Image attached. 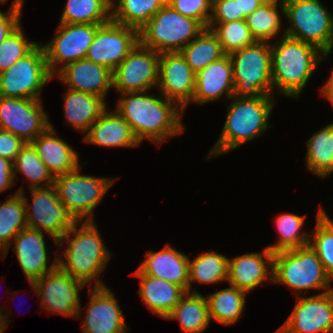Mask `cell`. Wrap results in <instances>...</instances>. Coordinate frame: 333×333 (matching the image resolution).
Returning a JSON list of instances; mask_svg holds the SVG:
<instances>
[{
    "instance_id": "obj_1",
    "label": "cell",
    "mask_w": 333,
    "mask_h": 333,
    "mask_svg": "<svg viewBox=\"0 0 333 333\" xmlns=\"http://www.w3.org/2000/svg\"><path fill=\"white\" fill-rule=\"evenodd\" d=\"M148 92L121 94L115 110L129 124L139 143L147 138L161 146L168 137L184 132L181 120L184 110L162 94L156 98Z\"/></svg>"
},
{
    "instance_id": "obj_2",
    "label": "cell",
    "mask_w": 333,
    "mask_h": 333,
    "mask_svg": "<svg viewBox=\"0 0 333 333\" xmlns=\"http://www.w3.org/2000/svg\"><path fill=\"white\" fill-rule=\"evenodd\" d=\"M271 46L273 92L298 98L319 62L326 55L315 46L285 35ZM275 88V89H274Z\"/></svg>"
},
{
    "instance_id": "obj_3",
    "label": "cell",
    "mask_w": 333,
    "mask_h": 333,
    "mask_svg": "<svg viewBox=\"0 0 333 333\" xmlns=\"http://www.w3.org/2000/svg\"><path fill=\"white\" fill-rule=\"evenodd\" d=\"M77 223L79 221L58 240L61 247L64 242L69 243L62 254L64 259L58 257V267L85 285L95 279L93 287H103L105 284L98 278V274L106 268L111 256L110 251L94 221H84L80 229Z\"/></svg>"
},
{
    "instance_id": "obj_4",
    "label": "cell",
    "mask_w": 333,
    "mask_h": 333,
    "mask_svg": "<svg viewBox=\"0 0 333 333\" xmlns=\"http://www.w3.org/2000/svg\"><path fill=\"white\" fill-rule=\"evenodd\" d=\"M228 106L227 118L221 135L210 150L209 157L231 152L245 142L262 135L269 126L270 114L274 105L273 96L236 97Z\"/></svg>"
},
{
    "instance_id": "obj_5",
    "label": "cell",
    "mask_w": 333,
    "mask_h": 333,
    "mask_svg": "<svg viewBox=\"0 0 333 333\" xmlns=\"http://www.w3.org/2000/svg\"><path fill=\"white\" fill-rule=\"evenodd\" d=\"M272 282L289 286L296 295L309 289L332 290V279L310 245L274 253Z\"/></svg>"
},
{
    "instance_id": "obj_6",
    "label": "cell",
    "mask_w": 333,
    "mask_h": 333,
    "mask_svg": "<svg viewBox=\"0 0 333 333\" xmlns=\"http://www.w3.org/2000/svg\"><path fill=\"white\" fill-rule=\"evenodd\" d=\"M204 29L198 20L167 3L139 30V43L158 53L180 52Z\"/></svg>"
},
{
    "instance_id": "obj_7",
    "label": "cell",
    "mask_w": 333,
    "mask_h": 333,
    "mask_svg": "<svg viewBox=\"0 0 333 333\" xmlns=\"http://www.w3.org/2000/svg\"><path fill=\"white\" fill-rule=\"evenodd\" d=\"M229 57L233 65V96H273L270 42L256 41L230 53Z\"/></svg>"
},
{
    "instance_id": "obj_8",
    "label": "cell",
    "mask_w": 333,
    "mask_h": 333,
    "mask_svg": "<svg viewBox=\"0 0 333 333\" xmlns=\"http://www.w3.org/2000/svg\"><path fill=\"white\" fill-rule=\"evenodd\" d=\"M291 26L285 35L311 44L326 57L333 49V16L320 0H284Z\"/></svg>"
},
{
    "instance_id": "obj_9",
    "label": "cell",
    "mask_w": 333,
    "mask_h": 333,
    "mask_svg": "<svg viewBox=\"0 0 333 333\" xmlns=\"http://www.w3.org/2000/svg\"><path fill=\"white\" fill-rule=\"evenodd\" d=\"M114 182V178L83 175L80 166L72 172L54 177L60 201L73 219L79 222L94 221V208Z\"/></svg>"
},
{
    "instance_id": "obj_10",
    "label": "cell",
    "mask_w": 333,
    "mask_h": 333,
    "mask_svg": "<svg viewBox=\"0 0 333 333\" xmlns=\"http://www.w3.org/2000/svg\"><path fill=\"white\" fill-rule=\"evenodd\" d=\"M54 77L46 62L42 44L0 73V96L41 100L42 87Z\"/></svg>"
},
{
    "instance_id": "obj_11",
    "label": "cell",
    "mask_w": 333,
    "mask_h": 333,
    "mask_svg": "<svg viewBox=\"0 0 333 333\" xmlns=\"http://www.w3.org/2000/svg\"><path fill=\"white\" fill-rule=\"evenodd\" d=\"M23 190V188H20L18 192L24 199L28 228L46 232L58 245V240L76 221L60 201L56 187L52 185L30 188L32 206L27 202Z\"/></svg>"
},
{
    "instance_id": "obj_12",
    "label": "cell",
    "mask_w": 333,
    "mask_h": 333,
    "mask_svg": "<svg viewBox=\"0 0 333 333\" xmlns=\"http://www.w3.org/2000/svg\"><path fill=\"white\" fill-rule=\"evenodd\" d=\"M29 284L41 300L40 310L75 319L81 316L79 315L82 311L79 290L84 289L86 285L64 273L59 267Z\"/></svg>"
},
{
    "instance_id": "obj_13",
    "label": "cell",
    "mask_w": 333,
    "mask_h": 333,
    "mask_svg": "<svg viewBox=\"0 0 333 333\" xmlns=\"http://www.w3.org/2000/svg\"><path fill=\"white\" fill-rule=\"evenodd\" d=\"M160 53L138 43L112 72L113 89L120 94L157 87Z\"/></svg>"
},
{
    "instance_id": "obj_14",
    "label": "cell",
    "mask_w": 333,
    "mask_h": 333,
    "mask_svg": "<svg viewBox=\"0 0 333 333\" xmlns=\"http://www.w3.org/2000/svg\"><path fill=\"white\" fill-rule=\"evenodd\" d=\"M98 24L59 23L56 36L42 44L50 73L55 76L67 64L86 57ZM59 62L63 65H59ZM58 69V70H57Z\"/></svg>"
},
{
    "instance_id": "obj_15",
    "label": "cell",
    "mask_w": 333,
    "mask_h": 333,
    "mask_svg": "<svg viewBox=\"0 0 333 333\" xmlns=\"http://www.w3.org/2000/svg\"><path fill=\"white\" fill-rule=\"evenodd\" d=\"M41 101L0 96V129L31 143L50 126Z\"/></svg>"
},
{
    "instance_id": "obj_16",
    "label": "cell",
    "mask_w": 333,
    "mask_h": 333,
    "mask_svg": "<svg viewBox=\"0 0 333 333\" xmlns=\"http://www.w3.org/2000/svg\"><path fill=\"white\" fill-rule=\"evenodd\" d=\"M138 43L139 30L110 20L97 28L85 58L113 72Z\"/></svg>"
},
{
    "instance_id": "obj_17",
    "label": "cell",
    "mask_w": 333,
    "mask_h": 333,
    "mask_svg": "<svg viewBox=\"0 0 333 333\" xmlns=\"http://www.w3.org/2000/svg\"><path fill=\"white\" fill-rule=\"evenodd\" d=\"M333 332V288L310 297H297L291 315L276 333Z\"/></svg>"
},
{
    "instance_id": "obj_18",
    "label": "cell",
    "mask_w": 333,
    "mask_h": 333,
    "mask_svg": "<svg viewBox=\"0 0 333 333\" xmlns=\"http://www.w3.org/2000/svg\"><path fill=\"white\" fill-rule=\"evenodd\" d=\"M196 73L180 52H163L159 58L157 90L183 110L192 102L195 92Z\"/></svg>"
},
{
    "instance_id": "obj_19",
    "label": "cell",
    "mask_w": 333,
    "mask_h": 333,
    "mask_svg": "<svg viewBox=\"0 0 333 333\" xmlns=\"http://www.w3.org/2000/svg\"><path fill=\"white\" fill-rule=\"evenodd\" d=\"M85 313L83 333H128L123 311L107 286L93 287Z\"/></svg>"
},
{
    "instance_id": "obj_20",
    "label": "cell",
    "mask_w": 333,
    "mask_h": 333,
    "mask_svg": "<svg viewBox=\"0 0 333 333\" xmlns=\"http://www.w3.org/2000/svg\"><path fill=\"white\" fill-rule=\"evenodd\" d=\"M46 232L36 229H22L12 241L18 262L29 282H34L46 273L58 267V256L48 267V252L44 234Z\"/></svg>"
},
{
    "instance_id": "obj_21",
    "label": "cell",
    "mask_w": 333,
    "mask_h": 333,
    "mask_svg": "<svg viewBox=\"0 0 333 333\" xmlns=\"http://www.w3.org/2000/svg\"><path fill=\"white\" fill-rule=\"evenodd\" d=\"M55 74L68 89L90 93L105 99L113 87L112 71L86 58L62 67Z\"/></svg>"
},
{
    "instance_id": "obj_22",
    "label": "cell",
    "mask_w": 333,
    "mask_h": 333,
    "mask_svg": "<svg viewBox=\"0 0 333 333\" xmlns=\"http://www.w3.org/2000/svg\"><path fill=\"white\" fill-rule=\"evenodd\" d=\"M273 256L274 253L266 247L263 253H248L232 260L229 258L227 281L246 292L255 289L264 280L273 281Z\"/></svg>"
},
{
    "instance_id": "obj_23",
    "label": "cell",
    "mask_w": 333,
    "mask_h": 333,
    "mask_svg": "<svg viewBox=\"0 0 333 333\" xmlns=\"http://www.w3.org/2000/svg\"><path fill=\"white\" fill-rule=\"evenodd\" d=\"M224 93L228 99L234 93L233 65L227 54L196 73L192 102H213L223 97Z\"/></svg>"
},
{
    "instance_id": "obj_24",
    "label": "cell",
    "mask_w": 333,
    "mask_h": 333,
    "mask_svg": "<svg viewBox=\"0 0 333 333\" xmlns=\"http://www.w3.org/2000/svg\"><path fill=\"white\" fill-rule=\"evenodd\" d=\"M53 127L50 123L31 144L52 176L56 177L76 170L80 164L78 154L66 141L55 135L56 130Z\"/></svg>"
},
{
    "instance_id": "obj_25",
    "label": "cell",
    "mask_w": 333,
    "mask_h": 333,
    "mask_svg": "<svg viewBox=\"0 0 333 333\" xmlns=\"http://www.w3.org/2000/svg\"><path fill=\"white\" fill-rule=\"evenodd\" d=\"M145 256L138 268L143 274L175 283L188 292L190 258L186 254L168 245L158 252L148 250Z\"/></svg>"
},
{
    "instance_id": "obj_26",
    "label": "cell",
    "mask_w": 333,
    "mask_h": 333,
    "mask_svg": "<svg viewBox=\"0 0 333 333\" xmlns=\"http://www.w3.org/2000/svg\"><path fill=\"white\" fill-rule=\"evenodd\" d=\"M84 141L106 147H137L140 143L136 139L129 124L115 110L107 109L89 127Z\"/></svg>"
},
{
    "instance_id": "obj_27",
    "label": "cell",
    "mask_w": 333,
    "mask_h": 333,
    "mask_svg": "<svg viewBox=\"0 0 333 333\" xmlns=\"http://www.w3.org/2000/svg\"><path fill=\"white\" fill-rule=\"evenodd\" d=\"M140 278L138 290L148 308L165 319L187 291L175 283L143 274L138 268L132 274Z\"/></svg>"
},
{
    "instance_id": "obj_28",
    "label": "cell",
    "mask_w": 333,
    "mask_h": 333,
    "mask_svg": "<svg viewBox=\"0 0 333 333\" xmlns=\"http://www.w3.org/2000/svg\"><path fill=\"white\" fill-rule=\"evenodd\" d=\"M63 102L67 123L83 134L88 132L89 127L107 108L103 98L71 89L65 93Z\"/></svg>"
},
{
    "instance_id": "obj_29",
    "label": "cell",
    "mask_w": 333,
    "mask_h": 333,
    "mask_svg": "<svg viewBox=\"0 0 333 333\" xmlns=\"http://www.w3.org/2000/svg\"><path fill=\"white\" fill-rule=\"evenodd\" d=\"M165 319L178 320L183 333H201L210 323L207 298L196 289L187 292Z\"/></svg>"
},
{
    "instance_id": "obj_30",
    "label": "cell",
    "mask_w": 333,
    "mask_h": 333,
    "mask_svg": "<svg viewBox=\"0 0 333 333\" xmlns=\"http://www.w3.org/2000/svg\"><path fill=\"white\" fill-rule=\"evenodd\" d=\"M115 0L111 1V20L140 30L167 0Z\"/></svg>"
},
{
    "instance_id": "obj_31",
    "label": "cell",
    "mask_w": 333,
    "mask_h": 333,
    "mask_svg": "<svg viewBox=\"0 0 333 333\" xmlns=\"http://www.w3.org/2000/svg\"><path fill=\"white\" fill-rule=\"evenodd\" d=\"M306 144L308 170L318 177L330 176L333 172V123L315 132Z\"/></svg>"
},
{
    "instance_id": "obj_32",
    "label": "cell",
    "mask_w": 333,
    "mask_h": 333,
    "mask_svg": "<svg viewBox=\"0 0 333 333\" xmlns=\"http://www.w3.org/2000/svg\"><path fill=\"white\" fill-rule=\"evenodd\" d=\"M246 293L230 285L228 288L206 296L210 321L213 318L224 325L234 324L243 312Z\"/></svg>"
},
{
    "instance_id": "obj_33",
    "label": "cell",
    "mask_w": 333,
    "mask_h": 333,
    "mask_svg": "<svg viewBox=\"0 0 333 333\" xmlns=\"http://www.w3.org/2000/svg\"><path fill=\"white\" fill-rule=\"evenodd\" d=\"M279 6L281 14L285 17L284 0H267L245 18V22L256 41L270 42L279 34L282 27L281 16L278 12Z\"/></svg>"
},
{
    "instance_id": "obj_34",
    "label": "cell",
    "mask_w": 333,
    "mask_h": 333,
    "mask_svg": "<svg viewBox=\"0 0 333 333\" xmlns=\"http://www.w3.org/2000/svg\"><path fill=\"white\" fill-rule=\"evenodd\" d=\"M110 20V0H67L60 23L103 25Z\"/></svg>"
},
{
    "instance_id": "obj_35",
    "label": "cell",
    "mask_w": 333,
    "mask_h": 333,
    "mask_svg": "<svg viewBox=\"0 0 333 333\" xmlns=\"http://www.w3.org/2000/svg\"><path fill=\"white\" fill-rule=\"evenodd\" d=\"M24 199L16 193L6 202H0V253H8L11 241L22 230L27 228Z\"/></svg>"
},
{
    "instance_id": "obj_36",
    "label": "cell",
    "mask_w": 333,
    "mask_h": 333,
    "mask_svg": "<svg viewBox=\"0 0 333 333\" xmlns=\"http://www.w3.org/2000/svg\"><path fill=\"white\" fill-rule=\"evenodd\" d=\"M180 53L195 73L226 55L217 36L208 28H205Z\"/></svg>"
},
{
    "instance_id": "obj_37",
    "label": "cell",
    "mask_w": 333,
    "mask_h": 333,
    "mask_svg": "<svg viewBox=\"0 0 333 333\" xmlns=\"http://www.w3.org/2000/svg\"><path fill=\"white\" fill-rule=\"evenodd\" d=\"M229 258L215 252H204L194 260L189 259L188 292H191L192 282L213 284L227 282Z\"/></svg>"
},
{
    "instance_id": "obj_38",
    "label": "cell",
    "mask_w": 333,
    "mask_h": 333,
    "mask_svg": "<svg viewBox=\"0 0 333 333\" xmlns=\"http://www.w3.org/2000/svg\"><path fill=\"white\" fill-rule=\"evenodd\" d=\"M17 171L26 176L30 188L49 187L54 185V177L40 160L36 149L31 143H26L13 162V176ZM44 182L45 184L42 185ZM41 184V185H40Z\"/></svg>"
},
{
    "instance_id": "obj_39",
    "label": "cell",
    "mask_w": 333,
    "mask_h": 333,
    "mask_svg": "<svg viewBox=\"0 0 333 333\" xmlns=\"http://www.w3.org/2000/svg\"><path fill=\"white\" fill-rule=\"evenodd\" d=\"M306 216H299L293 213H284L278 215L275 224L279 233V239L274 245H269L267 248L273 253L301 248L309 245L310 235L300 233L304 225V218Z\"/></svg>"
},
{
    "instance_id": "obj_40",
    "label": "cell",
    "mask_w": 333,
    "mask_h": 333,
    "mask_svg": "<svg viewBox=\"0 0 333 333\" xmlns=\"http://www.w3.org/2000/svg\"><path fill=\"white\" fill-rule=\"evenodd\" d=\"M316 222V229L310 234L309 245L316 252L325 272L333 280V219H330L320 207Z\"/></svg>"
},
{
    "instance_id": "obj_41",
    "label": "cell",
    "mask_w": 333,
    "mask_h": 333,
    "mask_svg": "<svg viewBox=\"0 0 333 333\" xmlns=\"http://www.w3.org/2000/svg\"><path fill=\"white\" fill-rule=\"evenodd\" d=\"M207 28L217 36L223 51L227 55L256 42L245 20L208 23Z\"/></svg>"
},
{
    "instance_id": "obj_42",
    "label": "cell",
    "mask_w": 333,
    "mask_h": 333,
    "mask_svg": "<svg viewBox=\"0 0 333 333\" xmlns=\"http://www.w3.org/2000/svg\"><path fill=\"white\" fill-rule=\"evenodd\" d=\"M26 38L20 25L2 42L0 45V73L9 69L39 44Z\"/></svg>"
},
{
    "instance_id": "obj_43",
    "label": "cell",
    "mask_w": 333,
    "mask_h": 333,
    "mask_svg": "<svg viewBox=\"0 0 333 333\" xmlns=\"http://www.w3.org/2000/svg\"><path fill=\"white\" fill-rule=\"evenodd\" d=\"M167 3L180 14L198 20L207 28L213 0H167Z\"/></svg>"
},
{
    "instance_id": "obj_44",
    "label": "cell",
    "mask_w": 333,
    "mask_h": 333,
    "mask_svg": "<svg viewBox=\"0 0 333 333\" xmlns=\"http://www.w3.org/2000/svg\"><path fill=\"white\" fill-rule=\"evenodd\" d=\"M240 20L237 0H213L209 23H227Z\"/></svg>"
},
{
    "instance_id": "obj_45",
    "label": "cell",
    "mask_w": 333,
    "mask_h": 333,
    "mask_svg": "<svg viewBox=\"0 0 333 333\" xmlns=\"http://www.w3.org/2000/svg\"><path fill=\"white\" fill-rule=\"evenodd\" d=\"M24 0H14L7 14L0 11V45L20 26V17Z\"/></svg>"
},
{
    "instance_id": "obj_46",
    "label": "cell",
    "mask_w": 333,
    "mask_h": 333,
    "mask_svg": "<svg viewBox=\"0 0 333 333\" xmlns=\"http://www.w3.org/2000/svg\"><path fill=\"white\" fill-rule=\"evenodd\" d=\"M26 143L14 134L0 129V156L14 162Z\"/></svg>"
},
{
    "instance_id": "obj_47",
    "label": "cell",
    "mask_w": 333,
    "mask_h": 333,
    "mask_svg": "<svg viewBox=\"0 0 333 333\" xmlns=\"http://www.w3.org/2000/svg\"><path fill=\"white\" fill-rule=\"evenodd\" d=\"M13 162L0 156V193L14 184Z\"/></svg>"
},
{
    "instance_id": "obj_48",
    "label": "cell",
    "mask_w": 333,
    "mask_h": 333,
    "mask_svg": "<svg viewBox=\"0 0 333 333\" xmlns=\"http://www.w3.org/2000/svg\"><path fill=\"white\" fill-rule=\"evenodd\" d=\"M240 20H245L253 11L259 8L267 0H237Z\"/></svg>"
},
{
    "instance_id": "obj_49",
    "label": "cell",
    "mask_w": 333,
    "mask_h": 333,
    "mask_svg": "<svg viewBox=\"0 0 333 333\" xmlns=\"http://www.w3.org/2000/svg\"><path fill=\"white\" fill-rule=\"evenodd\" d=\"M321 94H333V71L329 79H327L326 83L321 88Z\"/></svg>"
},
{
    "instance_id": "obj_50",
    "label": "cell",
    "mask_w": 333,
    "mask_h": 333,
    "mask_svg": "<svg viewBox=\"0 0 333 333\" xmlns=\"http://www.w3.org/2000/svg\"><path fill=\"white\" fill-rule=\"evenodd\" d=\"M3 313L4 311L0 312V333L5 331L9 319V315L7 316V314L5 315Z\"/></svg>"
},
{
    "instance_id": "obj_51",
    "label": "cell",
    "mask_w": 333,
    "mask_h": 333,
    "mask_svg": "<svg viewBox=\"0 0 333 333\" xmlns=\"http://www.w3.org/2000/svg\"><path fill=\"white\" fill-rule=\"evenodd\" d=\"M322 95L325 96V98H327L329 102H331V105L333 107V94H322Z\"/></svg>"
},
{
    "instance_id": "obj_52",
    "label": "cell",
    "mask_w": 333,
    "mask_h": 333,
    "mask_svg": "<svg viewBox=\"0 0 333 333\" xmlns=\"http://www.w3.org/2000/svg\"><path fill=\"white\" fill-rule=\"evenodd\" d=\"M7 0H0V4L6 3Z\"/></svg>"
}]
</instances>
